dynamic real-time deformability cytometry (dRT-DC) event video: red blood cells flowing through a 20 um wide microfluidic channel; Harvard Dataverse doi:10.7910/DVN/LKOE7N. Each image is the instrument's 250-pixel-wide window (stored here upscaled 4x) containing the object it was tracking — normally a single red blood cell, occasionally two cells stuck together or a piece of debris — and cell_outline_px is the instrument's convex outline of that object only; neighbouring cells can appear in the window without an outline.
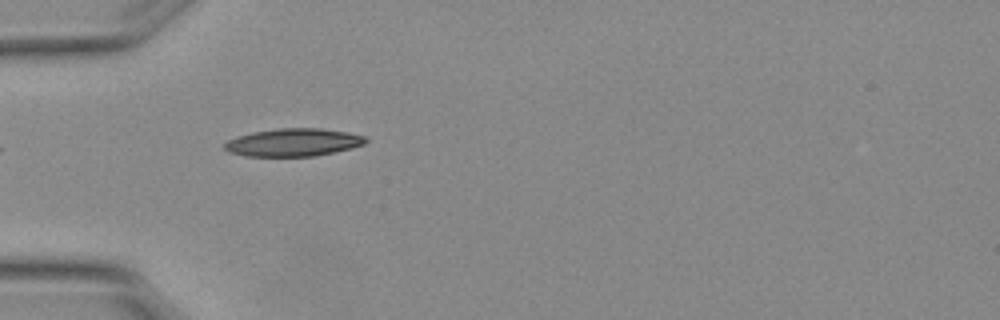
{"species": "Egyptian fruit bat (a non-hibernating species)", "species_latin": "Rousettus aegyptiacus", "temperature_condition": "warm", "stored_images_in_passage": 5, "camera_frame_rate_fps": 3000, "um_per_image_px": 0.085, "animal": {"sex": "female"}, "frame": {"image": 1, "passage_image": 3, "time_ms": 0.667, "image_size_px": [1000, 320], "cell_outline_px": [[368, 140], [364, 144], [352, 148], [316, 156], [244, 156], [228, 152], [224, 148], [224, 144], [228, 140], [236, 136], [252, 132], [276, 128], [320, 128], [348, 132], [364, 136]], "centroid_in_image_um": [24.91, 12.1], "position_along_channel_um": 60.1, "area_um2": 23.0}}
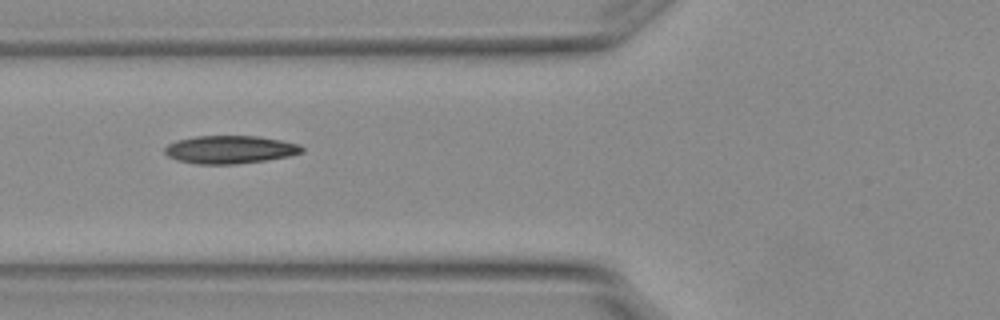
{"frame": {"image": 2, "passage_image": 4, "time_ms": 1.0, "image_size_px": [1000, 320], "cell_outline_px": [[304, 152], [288, 156], [264, 160], [236, 164], [196, 164], [176, 160], [168, 156], [164, 152], [164, 148], [168, 144], [176, 140], [196, 136], [256, 136], [280, 140], [300, 144], [304, 148]], "centroid_in_image_um": [19.53, 12.71], "position_along_channel_um": 106.3, "area_um2": 22.37}}
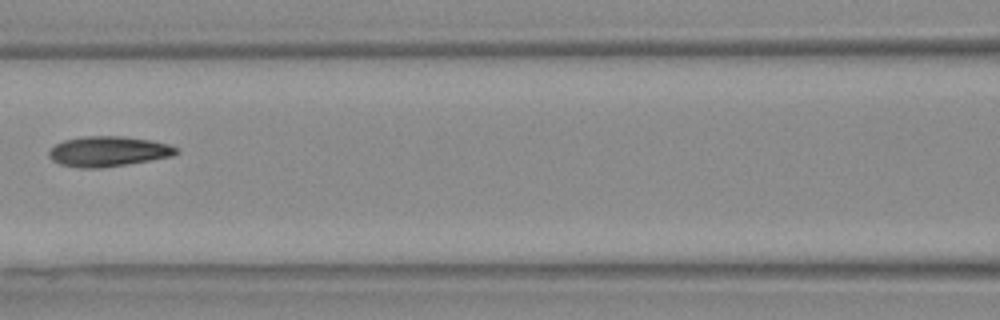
{"frame": {"image": 3, "passage_image": 5, "time_ms": 1.333, "image_size_px": [1000, 320], "cell_outline_px": [[180, 152], [172, 156], [128, 164], [100, 168], [80, 168], [60, 164], [52, 160], [48, 156], [48, 152], [56, 144], [64, 140], [84, 136], [124, 136], [152, 140], [168, 144], [180, 148]], "centroid_in_image_um": [9.23, 12.86], "position_along_channel_um": 157.4, "area_um2": 22.54}}